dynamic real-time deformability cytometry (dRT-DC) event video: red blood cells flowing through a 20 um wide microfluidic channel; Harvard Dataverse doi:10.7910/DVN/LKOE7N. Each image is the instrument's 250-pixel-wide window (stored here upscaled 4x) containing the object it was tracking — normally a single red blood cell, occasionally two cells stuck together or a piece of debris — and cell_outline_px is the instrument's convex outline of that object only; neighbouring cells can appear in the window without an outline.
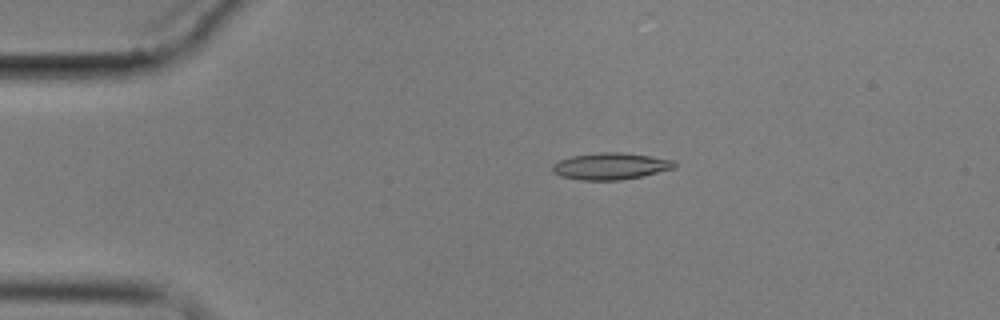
{"species": "common noctule bat (a hibernating species)", "species_latin": "Nyctalus noctula", "temperature_condition": "cold", "stored_images_in_passage": 5, "camera_frame_rate_fps": 3000, "um_per_image_px": 0.085, "animal": {"sex": "male", "body_mass_g": 17.9}, "frame": {"image": 1, "passage_image": 4, "time_ms": 3.333, "image_size_px": [1000, 320], "cell_outline_px": [[676, 168], [640, 176], [620, 180], [580, 180], [560, 176], [552, 172], [552, 164], [560, 160], [572, 156], [600, 152], [624, 152], [652, 156], [672, 160], [676, 164]], "centroid_in_image_um": [51.88, 14.12], "position_along_channel_um": 33.1, "area_um2": 19.02}}